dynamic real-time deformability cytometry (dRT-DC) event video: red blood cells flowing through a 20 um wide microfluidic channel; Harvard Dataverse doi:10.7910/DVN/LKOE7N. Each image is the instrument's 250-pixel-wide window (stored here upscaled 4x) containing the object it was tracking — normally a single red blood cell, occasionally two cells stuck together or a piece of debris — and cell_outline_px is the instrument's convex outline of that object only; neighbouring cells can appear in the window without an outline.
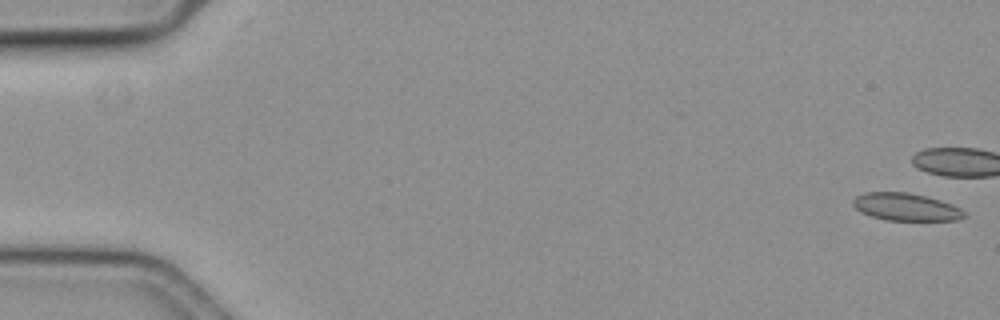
{"species": "common noctule bat (a hibernating species)", "species_latin": "Nyctalus noctula", "temperature_condition": "cold", "stored_images_in_passage": 8, "camera_frame_rate_fps": 3000, "um_per_image_px": 0.085, "animal": {"sex": "female", "body_mass_g": 19.3, "forearm_length_mm": 54.1}, "frame": {"image": 1, "passage_image": 1, "time_ms": 0.0, "image_size_px": [1000, 320], "cell_outline_px": [[968, 216], [960, 220], [888, 220], [872, 216], [860, 212], [852, 204], [852, 200], [856, 196], [864, 192], [908, 192], [940, 200], [952, 204], [960, 208]], "centroid_in_image_um": [77.01, 17.59], "position_along_channel_um": 8.0, "area_um2": 17.86}}